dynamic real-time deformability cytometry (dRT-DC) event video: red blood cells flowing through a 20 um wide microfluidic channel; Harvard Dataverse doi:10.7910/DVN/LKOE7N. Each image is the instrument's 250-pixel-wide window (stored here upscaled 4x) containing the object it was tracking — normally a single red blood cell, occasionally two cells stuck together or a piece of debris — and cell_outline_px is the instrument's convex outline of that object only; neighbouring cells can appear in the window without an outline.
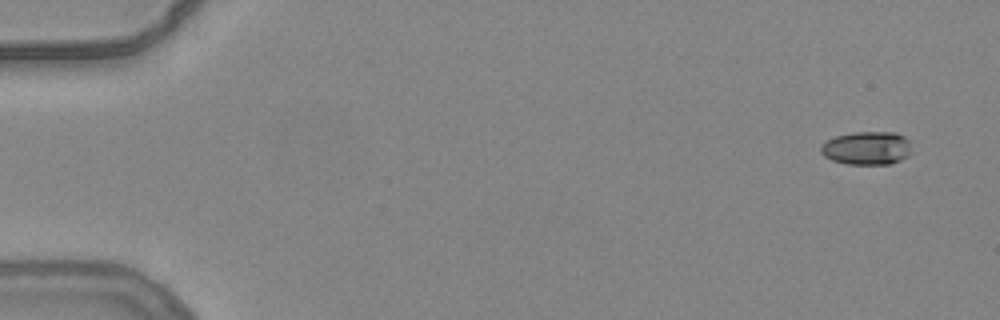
{"species": "common noctule bat (a hibernating species)", "species_latin": "Nyctalus noctula", "temperature_condition": "warm", "stored_images_in_passage": 53, "camera_frame_rate_fps": 3000, "um_per_image_px": 0.085, "animal": {"sex": "female", "body_mass_g": 24.6, "forearm_length_mm": 56.2}, "frame": {"image": 1, "passage_image": 1, "time_ms": 0.0, "image_size_px": [1000, 320], "cell_outline_px": [[912, 152], [908, 156], [892, 164], [848, 164], [832, 160], [824, 156], [820, 152], [820, 144], [836, 136], [852, 132], [896, 132], [904, 136], [908, 140]], "centroid_in_image_um": [73.69, 12.59], "position_along_channel_um": 11.3, "area_um2": 17.8}}
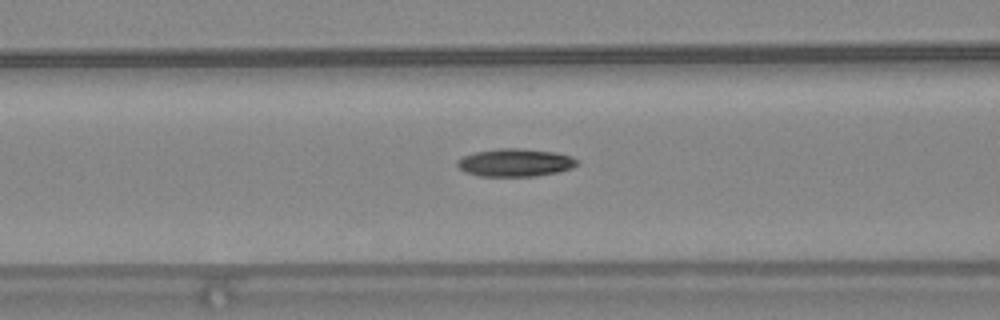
{"frame": {"image": 2, "passage_image": 21, "time_ms": 6.667, "image_size_px": [1000, 320], "cell_outline_px": [[580, 164], [572, 168], [560, 172], [536, 176], [480, 176], [464, 172], [456, 164], [456, 160], [472, 152], [500, 148], [520, 148], [556, 152], [572, 156], [580, 160]], "centroid_in_image_um": [43.83, 13.82], "position_along_channel_um": 122.8, "area_um2": 19.83}}
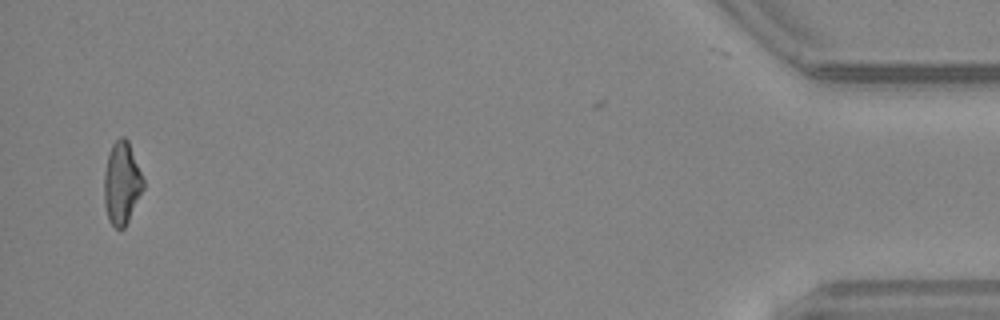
{"frame": {"image": 3, "passage_image": 51, "time_ms": 16.667, "image_size_px": [1000, 320], "cell_outline_px": [[144, 188], [124, 228], [116, 228], [108, 220], [104, 204], [104, 172], [108, 156], [112, 144], [120, 136], [124, 136], [128, 140], [144, 180]], "centroid_in_image_um": [10.34, 15.56], "position_along_channel_um": 424.9, "area_um2": 18.73}, "authors_computed_cell_mechanics": {"area_um2": 18.7272, "velocity_mm_per_s": 3.858, "shape_relaxation_time_tau1_ms": 5.7293, "shape_relaxation_time_tau2_ms": 7.2647, "deformation_change_tau1": 0.1799, "deformation_change_tau2": 0.1658}}